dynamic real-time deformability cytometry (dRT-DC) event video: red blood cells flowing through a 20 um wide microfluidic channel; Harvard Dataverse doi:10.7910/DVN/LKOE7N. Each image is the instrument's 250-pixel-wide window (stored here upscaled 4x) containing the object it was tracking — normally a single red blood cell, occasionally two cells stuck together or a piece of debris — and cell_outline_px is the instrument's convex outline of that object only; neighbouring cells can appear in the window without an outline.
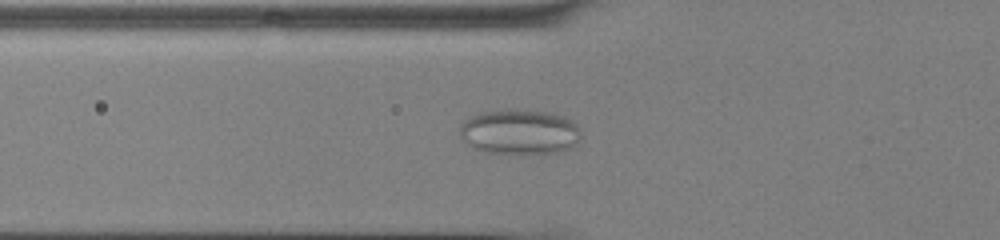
{"species": "common noctule bat (a hibernating species)", "species_latin": "Nyctalus noctula", "temperature_condition": "cold", "stored_images_in_passage": 50, "camera_frame_rate_fps": 3000, "um_per_image_px": 0.085, "animal": {"sex": "male", "body_mass_g": 13.0, "forearm_length_mm": 53.1}, "frame": {"image": 1, "passage_image": 17, "time_ms": 5.333, "image_size_px": [1000, 240], "cell_outline_px": [[580, 136], [576, 144], [568, 148], [556, 152], [484, 152], [472, 148], [460, 136], [460, 128], [464, 120], [480, 112], [508, 108], [528, 108], [552, 112], [564, 116], [572, 120], [580, 128]], "centroid_in_image_um": [44.16, 11.15], "position_along_channel_um": 81.6, "area_um2": 32.08}}
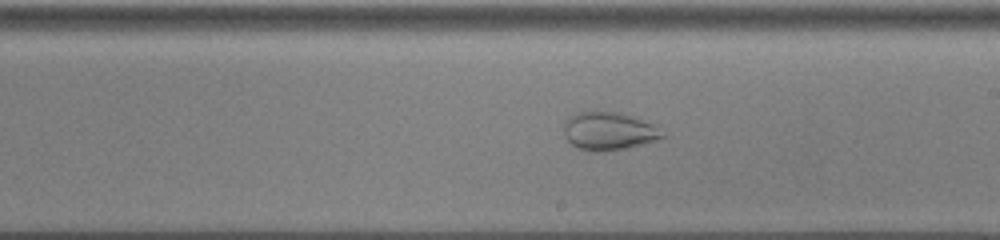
{"frame": {"image": 2, "passage_image": 29, "time_ms": 9.333, "image_size_px": [1000, 240], "cell_outline_px": [[664, 136], [656, 140], [624, 148], [604, 152], [596, 152], [580, 148], [572, 144], [564, 136], [564, 120], [568, 116], [576, 112], [620, 112], [632, 116], [652, 124]], "centroid_in_image_um": [51.67, 11.14], "position_along_channel_um": 237.3, "area_um2": 21.5}}
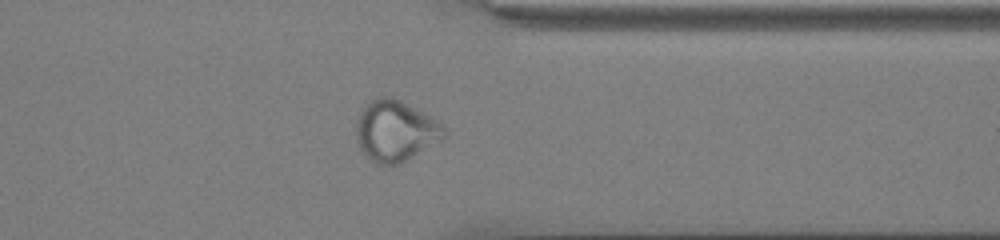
{"frame": {"image": 3, "passage_image": 40, "time_ms": 13.0, "image_size_px": [1000, 240], "cell_outline_px": [[448, 136], [444, 140], [400, 164], [376, 164], [360, 148], [356, 140], [356, 124], [360, 112], [372, 100], [380, 96], [392, 96], [400, 100], [436, 120], [448, 128]], "centroid_in_image_um": [33.67, 11.14], "position_along_channel_um": 377.7, "area_um2": 31.33}}